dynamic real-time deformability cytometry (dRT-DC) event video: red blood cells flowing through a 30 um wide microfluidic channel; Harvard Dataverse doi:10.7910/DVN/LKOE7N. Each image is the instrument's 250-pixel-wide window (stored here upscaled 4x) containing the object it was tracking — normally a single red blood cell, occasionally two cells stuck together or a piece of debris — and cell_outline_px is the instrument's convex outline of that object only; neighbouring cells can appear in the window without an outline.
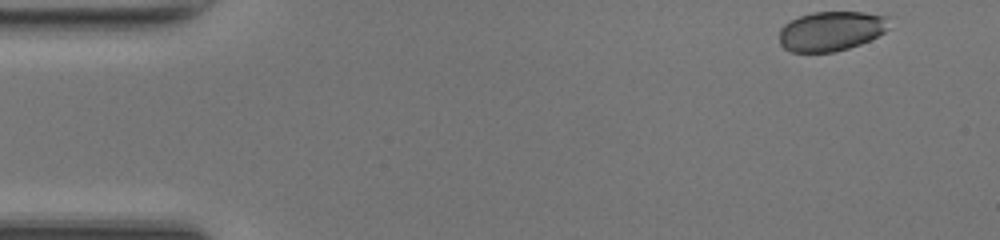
{"species": "common noctule bat (a hibernating species)", "species_latin": "Nyctalus noctula", "temperature_condition": "room temperature", "stored_images_in_passage": 47, "camera_frame_rate_fps": 3000, "um_per_image_px": 0.085, "animal": {"sex": "female", "body_mass_g": 17.0, "forearm_length_mm": 48.0}, "frame": {"image": 1, "passage_image": 1, "time_ms": 0.0, "image_size_px": [1000, 240], "cell_outline_px": [[888, 28], [884, 32], [860, 44], [836, 52], [792, 52], [784, 48], [780, 44], [780, 28], [784, 24], [800, 16], [812, 12], [864, 12], [888, 16]], "centroid_in_image_um": [70.63, 2.64], "position_along_channel_um": 14.4, "area_um2": 25.32}}
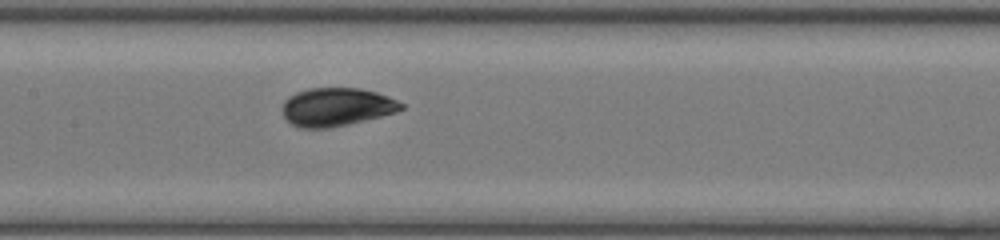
{"frame": {"image": 2, "passage_image": 21, "time_ms": 6.667, "image_size_px": [1000, 240], "cell_outline_px": [[404, 108], [396, 112], [348, 124], [328, 128], [300, 128], [292, 124], [284, 116], [284, 100], [288, 96], [296, 92], [308, 88], [360, 88], [376, 92], [388, 96], [404, 104]], "centroid_in_image_um": [28.61, 9.08], "position_along_channel_um": 178.8, "area_um2": 26.36}}
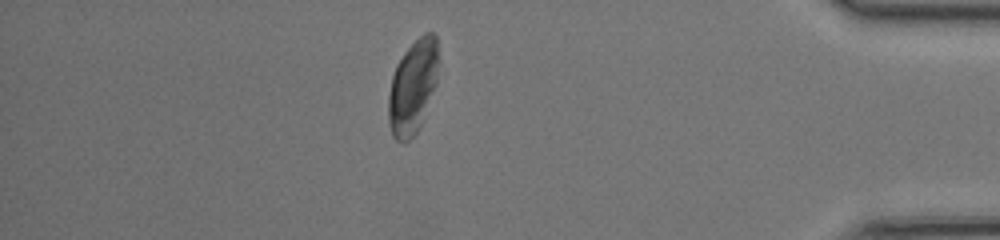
{"frame": {"image": 3, "passage_image": 40, "time_ms": 13.0, "image_size_px": [1000, 240], "cell_outline_px": [[440, 60], [436, 84], [424, 120], [420, 128], [404, 144], [400, 144], [392, 136], [388, 124], [388, 96], [392, 76], [396, 64], [404, 52], [424, 32], [432, 32], [436, 36]], "centroid_in_image_um": [35.1, 7.41], "position_along_channel_um": 400.1, "area_um2": 28.09}, "authors_computed_cell_mechanics": {"area_um2": 26.6458, "velocity_mm_per_s": 4.1802, "shape_relaxation_time_tau1_ms": 1.7484, "shape_relaxation_time_tau2_ms": null, "deformation_change_tau1": 0.1154, "deformation_change_tau2": null}}